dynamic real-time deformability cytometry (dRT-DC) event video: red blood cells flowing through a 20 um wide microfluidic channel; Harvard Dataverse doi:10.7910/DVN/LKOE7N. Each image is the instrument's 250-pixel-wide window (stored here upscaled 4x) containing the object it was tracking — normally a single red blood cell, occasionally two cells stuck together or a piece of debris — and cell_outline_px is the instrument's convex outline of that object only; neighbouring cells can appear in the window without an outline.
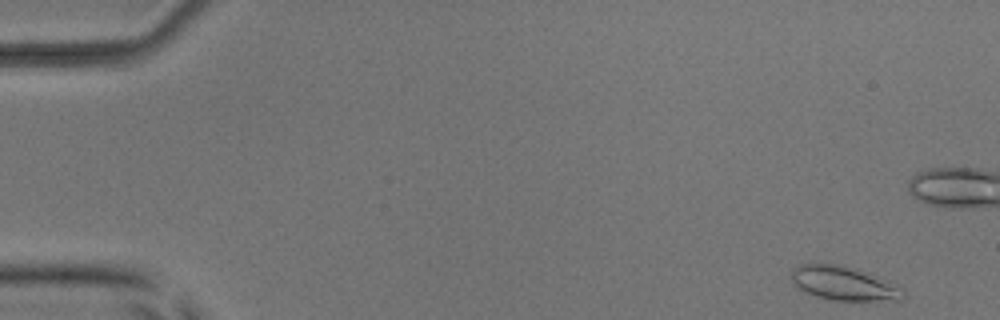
{"species": "common noctule bat (a hibernating species)", "species_latin": "Nyctalus noctula", "temperature_condition": "room temperature", "stored_images_in_passage": 52, "camera_frame_rate_fps": 3000, "um_per_image_px": 0.085, "animal": {"sex": "male", "body_mass_g": 17.9, "forearm_length_mm": 54.2}, "frame": {"image": 1, "passage_image": 1, "time_ms": 0.0, "image_size_px": [1000, 320], "cell_outline_px": [[904, 300], [832, 300], [816, 296], [804, 292], [792, 284], [792, 268], [800, 264], [840, 264], [856, 268], [892, 288], [904, 296]], "centroid_in_image_um": [71.48, 24.08], "position_along_channel_um": 13.5, "area_um2": 20.92}}
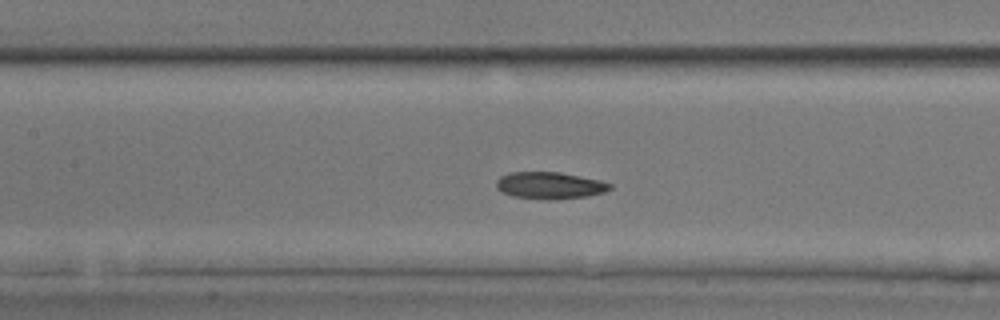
{"frame": {"image": 2, "passage_image": 23, "time_ms": 7.333, "image_size_px": [1000, 320], "cell_outline_px": [[612, 188], [604, 192], [588, 196], [548, 200], [512, 196], [496, 188], [496, 180], [500, 176], [512, 172], [560, 172], [600, 180], [612, 184]], "centroid_in_image_um": [46.73, 15.76], "position_along_channel_um": 160.7, "area_um2": 17.8}}
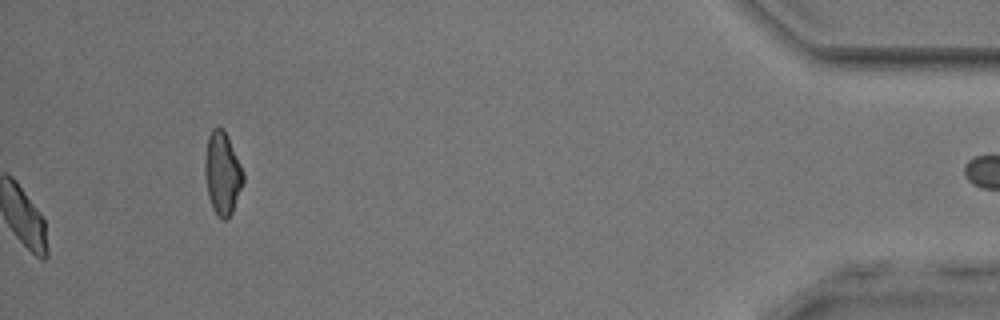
{"frame": {"image": 3, "passage_image": 52, "time_ms": 17.0, "image_size_px": [1000, 320], "cell_outline_px": [[244, 180], [232, 212], [228, 220], [224, 220], [212, 208], [208, 196], [204, 172], [204, 164], [208, 136], [212, 128], [224, 128], [228, 136], [244, 172]], "centroid_in_image_um": [18.9, 14.71], "position_along_channel_um": 416.3, "area_um2": 18.44}, "authors_computed_cell_mechanics": {"area_um2": 17.9469, "velocity_mm_per_s": 3.8558, "shape_relaxation_time_tau1_ms": 6.4403, "shape_relaxation_time_tau2_ms": 2.32, "deformation_change_tau1": 0.1434, "deformation_change_tau2": 0.0646}}